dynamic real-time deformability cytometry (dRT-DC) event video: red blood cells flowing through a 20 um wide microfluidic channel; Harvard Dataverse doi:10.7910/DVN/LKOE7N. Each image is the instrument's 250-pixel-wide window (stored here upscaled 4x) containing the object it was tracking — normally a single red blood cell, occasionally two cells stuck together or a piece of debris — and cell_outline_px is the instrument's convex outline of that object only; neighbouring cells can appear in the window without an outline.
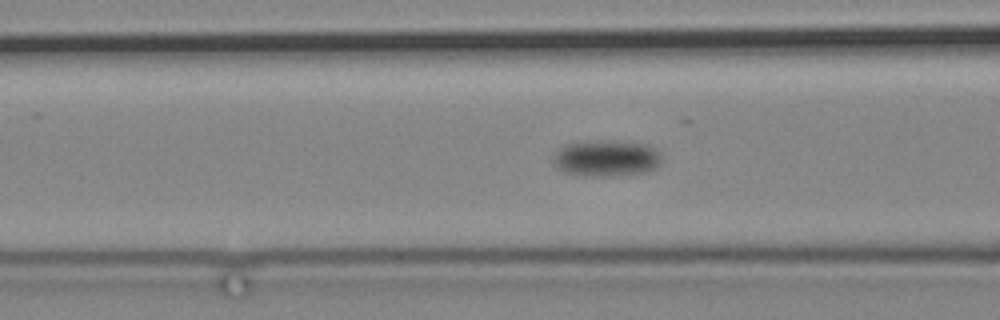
{"species": "common noctule bat (a hibernating species)", "species_latin": "Nyctalus noctula", "temperature_condition": "cold", "stored_images_in_passage": 97, "camera_frame_rate_fps": 3000, "um_per_image_px": 0.085, "animal": {"sex": "male", "body_mass_g": 19.2, "forearm_length_mm": 51.8}, "frame": {"image": 1, "passage_image": 51, "time_ms": 16.667, "image_size_px": [1000, 320], "cell_outline_px": [[660, 160], [656, 168], [644, 172], [600, 176], [580, 176], [564, 172], [556, 168], [552, 156], [556, 148], [564, 144], [584, 140], [600, 140], [644, 144], [660, 152]], "centroid_in_image_um": [51.42, 13.44], "position_along_channel_um": 115.2, "area_um2": 23.06}}
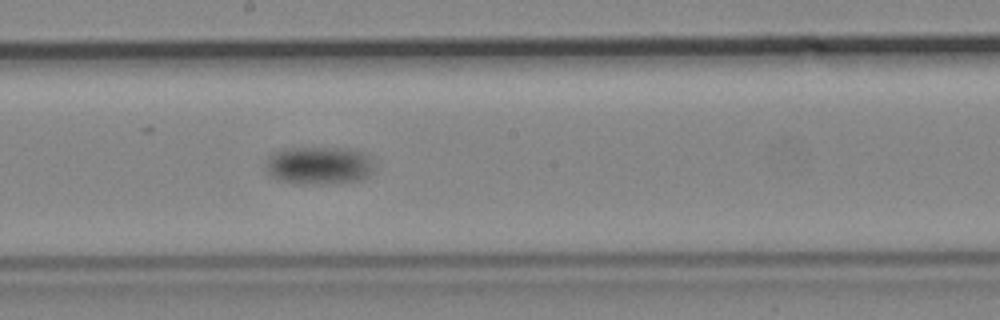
{"frame": {"image": 2, "passage_image": 63, "time_ms": 20.667, "image_size_px": [1000, 320], "cell_outline_px": [[372, 172], [364, 180], [340, 184], [292, 184], [276, 180], [268, 172], [268, 156], [272, 152], [292, 148], [348, 148], [364, 152], [368, 156], [372, 168]], "centroid_in_image_um": [27.13, 14.1], "position_along_channel_um": 221.1, "area_um2": 24.28}}
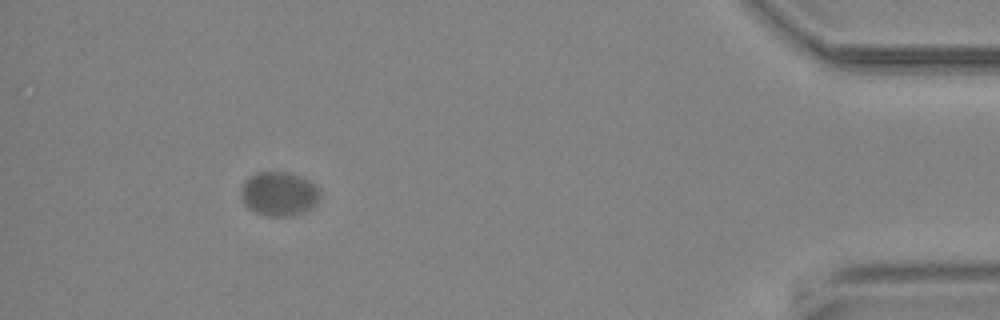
{"frame": {"image": 3, "passage_image": 91, "time_ms": 30.0, "image_size_px": [1000, 320], "cell_outline_px": [[320, 200], [312, 208], [304, 212], [292, 216], [268, 216], [256, 212], [248, 208], [244, 204], [240, 196], [240, 188], [244, 180], [256, 172], [292, 172], [304, 176], [316, 184], [320, 192]], "centroid_in_image_um": [23.73, 16.46], "position_along_channel_um": 411.5, "area_um2": 20.92}}